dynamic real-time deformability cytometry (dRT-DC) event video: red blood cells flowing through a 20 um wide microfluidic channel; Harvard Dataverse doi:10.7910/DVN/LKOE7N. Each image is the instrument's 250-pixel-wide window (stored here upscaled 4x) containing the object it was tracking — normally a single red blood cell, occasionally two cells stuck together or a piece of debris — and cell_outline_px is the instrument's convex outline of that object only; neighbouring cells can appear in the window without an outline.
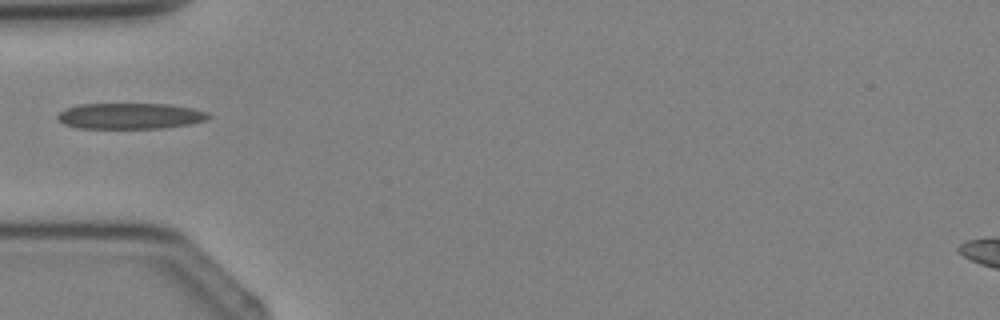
{"species": "Egyptian fruit bat (a non-hibernating species)", "species_latin": "Rousettus aegyptiacus", "temperature_condition": "cold", "stored_images_in_passage": 1, "camera_frame_rate_fps": 3000, "um_per_image_px": 0.085, "animal": {"sex": "female"}, "frame": {"image": 1, "passage_image": 1, "time_ms": 0.0, "image_size_px": [1000, 320], "cell_outline_px": [[212, 116], [208, 120], [192, 124], [164, 128], [76, 128], [64, 124], [56, 120], [56, 116], [64, 108], [80, 104], [168, 104], [192, 108], [208, 112]], "centroid_in_image_um": [11.07, 9.86], "position_along_channel_um": 73.9, "area_um2": 23.12}}